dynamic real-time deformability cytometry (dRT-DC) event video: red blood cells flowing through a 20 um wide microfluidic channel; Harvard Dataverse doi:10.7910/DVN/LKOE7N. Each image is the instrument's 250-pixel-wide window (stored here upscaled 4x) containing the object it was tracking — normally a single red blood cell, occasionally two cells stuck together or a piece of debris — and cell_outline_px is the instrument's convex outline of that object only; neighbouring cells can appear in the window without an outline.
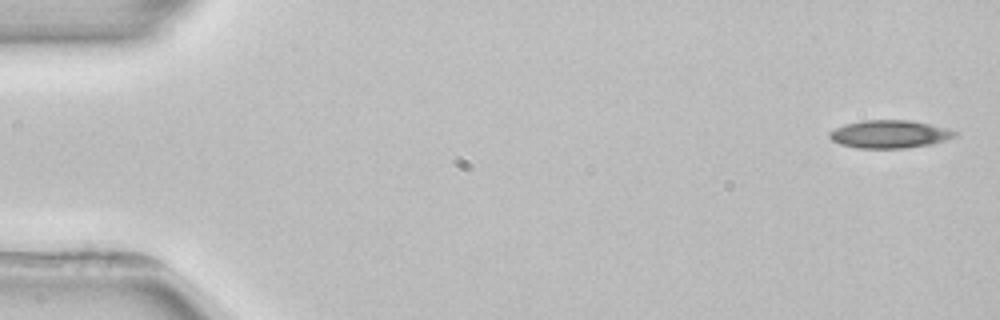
{"species": "common noctule bat (a hibernating species)", "species_latin": "Nyctalus noctula", "temperature_condition": "room temperature", "stored_images_in_passage": 5, "camera_frame_rate_fps": 3000, "um_per_image_px": 0.085, "animal": {"sex": "female", "body_mass_g": 22.7, "forearm_length_mm": 54.2}, "frame": {"image": 1, "passage_image": 1, "time_ms": 0.0, "image_size_px": [1000, 320], "cell_outline_px": [[956, 136], [932, 144], [908, 148], [856, 148], [840, 144], [832, 140], [828, 136], [828, 132], [844, 124], [864, 120], [912, 120], [948, 128], [956, 132]], "centroid_in_image_um": [75.6, 11.4], "position_along_channel_um": 9.4, "area_um2": 20.46}}
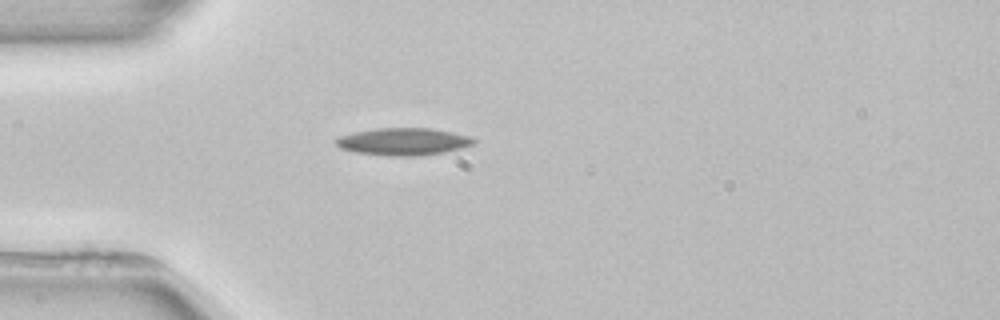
{"frame": {"image": 2, "passage_image": 5, "time_ms": 4.333, "image_size_px": [1000, 320], "cell_outline_px": [[476, 140], [472, 144], [460, 148], [444, 152], [420, 156], [392, 156], [356, 152], [340, 148], [336, 144], [336, 140], [340, 136], [356, 132], [376, 128], [432, 128], [472, 136]], "centroid_in_image_um": [34.31, 12.03], "position_along_channel_um": 50.7, "area_um2": 21.79}}